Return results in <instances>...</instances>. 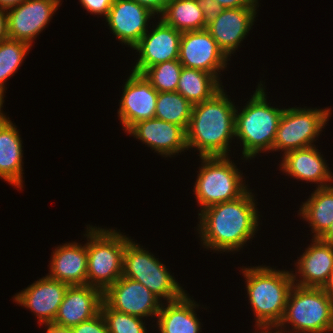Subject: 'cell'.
<instances>
[{
    "instance_id": "cell-21",
    "label": "cell",
    "mask_w": 333,
    "mask_h": 333,
    "mask_svg": "<svg viewBox=\"0 0 333 333\" xmlns=\"http://www.w3.org/2000/svg\"><path fill=\"white\" fill-rule=\"evenodd\" d=\"M316 145L283 154L280 169L296 180L314 182L318 188L333 183V173ZM332 173V174H331Z\"/></svg>"
},
{
    "instance_id": "cell-19",
    "label": "cell",
    "mask_w": 333,
    "mask_h": 333,
    "mask_svg": "<svg viewBox=\"0 0 333 333\" xmlns=\"http://www.w3.org/2000/svg\"><path fill=\"white\" fill-rule=\"evenodd\" d=\"M299 258L295 263L297 273H292L294 284L301 287L323 288L333 271V245L319 238H313Z\"/></svg>"
},
{
    "instance_id": "cell-31",
    "label": "cell",
    "mask_w": 333,
    "mask_h": 333,
    "mask_svg": "<svg viewBox=\"0 0 333 333\" xmlns=\"http://www.w3.org/2000/svg\"><path fill=\"white\" fill-rule=\"evenodd\" d=\"M100 312L105 319L109 333H147L143 318L116 311L104 301L101 304Z\"/></svg>"
},
{
    "instance_id": "cell-17",
    "label": "cell",
    "mask_w": 333,
    "mask_h": 333,
    "mask_svg": "<svg viewBox=\"0 0 333 333\" xmlns=\"http://www.w3.org/2000/svg\"><path fill=\"white\" fill-rule=\"evenodd\" d=\"M127 133L165 158L187 150L186 130L155 117L137 122Z\"/></svg>"
},
{
    "instance_id": "cell-42",
    "label": "cell",
    "mask_w": 333,
    "mask_h": 333,
    "mask_svg": "<svg viewBox=\"0 0 333 333\" xmlns=\"http://www.w3.org/2000/svg\"><path fill=\"white\" fill-rule=\"evenodd\" d=\"M323 290L331 297L333 300V271L329 276L327 283L324 285Z\"/></svg>"
},
{
    "instance_id": "cell-23",
    "label": "cell",
    "mask_w": 333,
    "mask_h": 333,
    "mask_svg": "<svg viewBox=\"0 0 333 333\" xmlns=\"http://www.w3.org/2000/svg\"><path fill=\"white\" fill-rule=\"evenodd\" d=\"M22 140L9 117L0 120V179L16 188H23Z\"/></svg>"
},
{
    "instance_id": "cell-34",
    "label": "cell",
    "mask_w": 333,
    "mask_h": 333,
    "mask_svg": "<svg viewBox=\"0 0 333 333\" xmlns=\"http://www.w3.org/2000/svg\"><path fill=\"white\" fill-rule=\"evenodd\" d=\"M90 14L104 15L106 18L114 0H79Z\"/></svg>"
},
{
    "instance_id": "cell-14",
    "label": "cell",
    "mask_w": 333,
    "mask_h": 333,
    "mask_svg": "<svg viewBox=\"0 0 333 333\" xmlns=\"http://www.w3.org/2000/svg\"><path fill=\"white\" fill-rule=\"evenodd\" d=\"M154 27L133 48L139 57L131 71L143 74L153 65L178 59L182 32L166 25L161 19Z\"/></svg>"
},
{
    "instance_id": "cell-1",
    "label": "cell",
    "mask_w": 333,
    "mask_h": 333,
    "mask_svg": "<svg viewBox=\"0 0 333 333\" xmlns=\"http://www.w3.org/2000/svg\"><path fill=\"white\" fill-rule=\"evenodd\" d=\"M253 195L247 190L237 199L211 205L198 213L197 231L204 248L220 253L238 252L256 235L260 215Z\"/></svg>"
},
{
    "instance_id": "cell-10",
    "label": "cell",
    "mask_w": 333,
    "mask_h": 333,
    "mask_svg": "<svg viewBox=\"0 0 333 333\" xmlns=\"http://www.w3.org/2000/svg\"><path fill=\"white\" fill-rule=\"evenodd\" d=\"M178 60L183 67L208 72L220 82L219 74L229 61L207 29L182 32Z\"/></svg>"
},
{
    "instance_id": "cell-15",
    "label": "cell",
    "mask_w": 333,
    "mask_h": 333,
    "mask_svg": "<svg viewBox=\"0 0 333 333\" xmlns=\"http://www.w3.org/2000/svg\"><path fill=\"white\" fill-rule=\"evenodd\" d=\"M155 15L135 0H114L105 19L115 37L133 49L148 31V22Z\"/></svg>"
},
{
    "instance_id": "cell-18",
    "label": "cell",
    "mask_w": 333,
    "mask_h": 333,
    "mask_svg": "<svg viewBox=\"0 0 333 333\" xmlns=\"http://www.w3.org/2000/svg\"><path fill=\"white\" fill-rule=\"evenodd\" d=\"M258 7L223 9L206 29L227 57L232 56L252 30Z\"/></svg>"
},
{
    "instance_id": "cell-8",
    "label": "cell",
    "mask_w": 333,
    "mask_h": 333,
    "mask_svg": "<svg viewBox=\"0 0 333 333\" xmlns=\"http://www.w3.org/2000/svg\"><path fill=\"white\" fill-rule=\"evenodd\" d=\"M130 239L123 254L122 276L140 282L160 300L181 298L186 292L159 258Z\"/></svg>"
},
{
    "instance_id": "cell-41",
    "label": "cell",
    "mask_w": 333,
    "mask_h": 333,
    "mask_svg": "<svg viewBox=\"0 0 333 333\" xmlns=\"http://www.w3.org/2000/svg\"><path fill=\"white\" fill-rule=\"evenodd\" d=\"M319 239L333 245V223L329 226L328 230Z\"/></svg>"
},
{
    "instance_id": "cell-26",
    "label": "cell",
    "mask_w": 333,
    "mask_h": 333,
    "mask_svg": "<svg viewBox=\"0 0 333 333\" xmlns=\"http://www.w3.org/2000/svg\"><path fill=\"white\" fill-rule=\"evenodd\" d=\"M223 87L214 75L197 69L183 67L179 77L177 92L192 105H196L211 99Z\"/></svg>"
},
{
    "instance_id": "cell-33",
    "label": "cell",
    "mask_w": 333,
    "mask_h": 333,
    "mask_svg": "<svg viewBox=\"0 0 333 333\" xmlns=\"http://www.w3.org/2000/svg\"><path fill=\"white\" fill-rule=\"evenodd\" d=\"M204 15V29L213 23L222 12V6L216 0H199Z\"/></svg>"
},
{
    "instance_id": "cell-37",
    "label": "cell",
    "mask_w": 333,
    "mask_h": 333,
    "mask_svg": "<svg viewBox=\"0 0 333 333\" xmlns=\"http://www.w3.org/2000/svg\"><path fill=\"white\" fill-rule=\"evenodd\" d=\"M8 38L6 10L0 8V41Z\"/></svg>"
},
{
    "instance_id": "cell-38",
    "label": "cell",
    "mask_w": 333,
    "mask_h": 333,
    "mask_svg": "<svg viewBox=\"0 0 333 333\" xmlns=\"http://www.w3.org/2000/svg\"><path fill=\"white\" fill-rule=\"evenodd\" d=\"M45 327H47L46 333H73L71 327L58 325L54 322L45 324Z\"/></svg>"
},
{
    "instance_id": "cell-24",
    "label": "cell",
    "mask_w": 333,
    "mask_h": 333,
    "mask_svg": "<svg viewBox=\"0 0 333 333\" xmlns=\"http://www.w3.org/2000/svg\"><path fill=\"white\" fill-rule=\"evenodd\" d=\"M164 304L156 319L159 333H200L201 322L195 312L199 305L187 293Z\"/></svg>"
},
{
    "instance_id": "cell-28",
    "label": "cell",
    "mask_w": 333,
    "mask_h": 333,
    "mask_svg": "<svg viewBox=\"0 0 333 333\" xmlns=\"http://www.w3.org/2000/svg\"><path fill=\"white\" fill-rule=\"evenodd\" d=\"M192 104L179 92H158L155 118L179 125L187 130Z\"/></svg>"
},
{
    "instance_id": "cell-6",
    "label": "cell",
    "mask_w": 333,
    "mask_h": 333,
    "mask_svg": "<svg viewBox=\"0 0 333 333\" xmlns=\"http://www.w3.org/2000/svg\"><path fill=\"white\" fill-rule=\"evenodd\" d=\"M286 324L287 327L292 326L290 332L289 329H285ZM278 325L286 333H331L333 300L323 288L294 284L288 295L283 318Z\"/></svg>"
},
{
    "instance_id": "cell-43",
    "label": "cell",
    "mask_w": 333,
    "mask_h": 333,
    "mask_svg": "<svg viewBox=\"0 0 333 333\" xmlns=\"http://www.w3.org/2000/svg\"><path fill=\"white\" fill-rule=\"evenodd\" d=\"M3 103H4V97L0 95V120L5 116V114L3 113V109H1L3 107Z\"/></svg>"
},
{
    "instance_id": "cell-5",
    "label": "cell",
    "mask_w": 333,
    "mask_h": 333,
    "mask_svg": "<svg viewBox=\"0 0 333 333\" xmlns=\"http://www.w3.org/2000/svg\"><path fill=\"white\" fill-rule=\"evenodd\" d=\"M89 226V227H88ZM87 226V285L104 292L123 271V254L129 237L113 229Z\"/></svg>"
},
{
    "instance_id": "cell-3",
    "label": "cell",
    "mask_w": 333,
    "mask_h": 333,
    "mask_svg": "<svg viewBox=\"0 0 333 333\" xmlns=\"http://www.w3.org/2000/svg\"><path fill=\"white\" fill-rule=\"evenodd\" d=\"M263 85L258 84L251 99L239 113L238 107L235 111V137L242 142V156L246 160L255 158L262 151H272L278 124L285 109L269 105Z\"/></svg>"
},
{
    "instance_id": "cell-12",
    "label": "cell",
    "mask_w": 333,
    "mask_h": 333,
    "mask_svg": "<svg viewBox=\"0 0 333 333\" xmlns=\"http://www.w3.org/2000/svg\"><path fill=\"white\" fill-rule=\"evenodd\" d=\"M103 301L116 311L144 319L157 318L162 305L147 287L123 276L103 292Z\"/></svg>"
},
{
    "instance_id": "cell-25",
    "label": "cell",
    "mask_w": 333,
    "mask_h": 333,
    "mask_svg": "<svg viewBox=\"0 0 333 333\" xmlns=\"http://www.w3.org/2000/svg\"><path fill=\"white\" fill-rule=\"evenodd\" d=\"M315 189L299 208L298 215L312 227V237L320 238L333 223V185Z\"/></svg>"
},
{
    "instance_id": "cell-39",
    "label": "cell",
    "mask_w": 333,
    "mask_h": 333,
    "mask_svg": "<svg viewBox=\"0 0 333 333\" xmlns=\"http://www.w3.org/2000/svg\"><path fill=\"white\" fill-rule=\"evenodd\" d=\"M255 326L259 329L258 330L259 332L257 331V333H285L286 332L285 330H282V328L279 325H267V324L256 325L255 324ZM272 329L275 330V332ZM276 329H278V330H276Z\"/></svg>"
},
{
    "instance_id": "cell-27",
    "label": "cell",
    "mask_w": 333,
    "mask_h": 333,
    "mask_svg": "<svg viewBox=\"0 0 333 333\" xmlns=\"http://www.w3.org/2000/svg\"><path fill=\"white\" fill-rule=\"evenodd\" d=\"M158 17L180 32L204 29V15L199 0H170Z\"/></svg>"
},
{
    "instance_id": "cell-30",
    "label": "cell",
    "mask_w": 333,
    "mask_h": 333,
    "mask_svg": "<svg viewBox=\"0 0 333 333\" xmlns=\"http://www.w3.org/2000/svg\"><path fill=\"white\" fill-rule=\"evenodd\" d=\"M183 66L178 59L149 67L143 74L158 92H176Z\"/></svg>"
},
{
    "instance_id": "cell-32",
    "label": "cell",
    "mask_w": 333,
    "mask_h": 333,
    "mask_svg": "<svg viewBox=\"0 0 333 333\" xmlns=\"http://www.w3.org/2000/svg\"><path fill=\"white\" fill-rule=\"evenodd\" d=\"M73 333H109L101 312L94 318L72 327Z\"/></svg>"
},
{
    "instance_id": "cell-7",
    "label": "cell",
    "mask_w": 333,
    "mask_h": 333,
    "mask_svg": "<svg viewBox=\"0 0 333 333\" xmlns=\"http://www.w3.org/2000/svg\"><path fill=\"white\" fill-rule=\"evenodd\" d=\"M201 168L194 185L200 210L242 196L249 188L230 156H200ZM244 182V183H243Z\"/></svg>"
},
{
    "instance_id": "cell-40",
    "label": "cell",
    "mask_w": 333,
    "mask_h": 333,
    "mask_svg": "<svg viewBox=\"0 0 333 333\" xmlns=\"http://www.w3.org/2000/svg\"><path fill=\"white\" fill-rule=\"evenodd\" d=\"M23 1L24 0H0V8L7 10L9 8L19 5Z\"/></svg>"
},
{
    "instance_id": "cell-11",
    "label": "cell",
    "mask_w": 333,
    "mask_h": 333,
    "mask_svg": "<svg viewBox=\"0 0 333 333\" xmlns=\"http://www.w3.org/2000/svg\"><path fill=\"white\" fill-rule=\"evenodd\" d=\"M60 2L61 0H24L19 5L7 9L9 39L25 42L32 47L33 40L50 23Z\"/></svg>"
},
{
    "instance_id": "cell-13",
    "label": "cell",
    "mask_w": 333,
    "mask_h": 333,
    "mask_svg": "<svg viewBox=\"0 0 333 333\" xmlns=\"http://www.w3.org/2000/svg\"><path fill=\"white\" fill-rule=\"evenodd\" d=\"M118 117L126 132L137 122L154 118L158 91L144 74L132 71L122 90Z\"/></svg>"
},
{
    "instance_id": "cell-9",
    "label": "cell",
    "mask_w": 333,
    "mask_h": 333,
    "mask_svg": "<svg viewBox=\"0 0 333 333\" xmlns=\"http://www.w3.org/2000/svg\"><path fill=\"white\" fill-rule=\"evenodd\" d=\"M331 116V108H287L280 118L272 151L284 154L314 146ZM316 138V139H315Z\"/></svg>"
},
{
    "instance_id": "cell-16",
    "label": "cell",
    "mask_w": 333,
    "mask_h": 333,
    "mask_svg": "<svg viewBox=\"0 0 333 333\" xmlns=\"http://www.w3.org/2000/svg\"><path fill=\"white\" fill-rule=\"evenodd\" d=\"M68 284L42 277L14 295V301L34 313L40 325L54 322Z\"/></svg>"
},
{
    "instance_id": "cell-29",
    "label": "cell",
    "mask_w": 333,
    "mask_h": 333,
    "mask_svg": "<svg viewBox=\"0 0 333 333\" xmlns=\"http://www.w3.org/2000/svg\"><path fill=\"white\" fill-rule=\"evenodd\" d=\"M31 46L25 42L6 39L0 41V95L4 96L6 80L17 72Z\"/></svg>"
},
{
    "instance_id": "cell-4",
    "label": "cell",
    "mask_w": 333,
    "mask_h": 333,
    "mask_svg": "<svg viewBox=\"0 0 333 333\" xmlns=\"http://www.w3.org/2000/svg\"><path fill=\"white\" fill-rule=\"evenodd\" d=\"M294 271L270 266L243 267L246 290L256 325H278L283 318L288 295L294 285Z\"/></svg>"
},
{
    "instance_id": "cell-36",
    "label": "cell",
    "mask_w": 333,
    "mask_h": 333,
    "mask_svg": "<svg viewBox=\"0 0 333 333\" xmlns=\"http://www.w3.org/2000/svg\"><path fill=\"white\" fill-rule=\"evenodd\" d=\"M140 5L149 8L154 14L160 15L170 0H135Z\"/></svg>"
},
{
    "instance_id": "cell-35",
    "label": "cell",
    "mask_w": 333,
    "mask_h": 333,
    "mask_svg": "<svg viewBox=\"0 0 333 333\" xmlns=\"http://www.w3.org/2000/svg\"><path fill=\"white\" fill-rule=\"evenodd\" d=\"M216 1L222 6L223 9L259 7L258 0H216Z\"/></svg>"
},
{
    "instance_id": "cell-22",
    "label": "cell",
    "mask_w": 333,
    "mask_h": 333,
    "mask_svg": "<svg viewBox=\"0 0 333 333\" xmlns=\"http://www.w3.org/2000/svg\"><path fill=\"white\" fill-rule=\"evenodd\" d=\"M52 254L47 276L69 286L87 285V243L58 245Z\"/></svg>"
},
{
    "instance_id": "cell-20",
    "label": "cell",
    "mask_w": 333,
    "mask_h": 333,
    "mask_svg": "<svg viewBox=\"0 0 333 333\" xmlns=\"http://www.w3.org/2000/svg\"><path fill=\"white\" fill-rule=\"evenodd\" d=\"M103 292L89 285L68 286L54 323L73 327L100 313Z\"/></svg>"
},
{
    "instance_id": "cell-2",
    "label": "cell",
    "mask_w": 333,
    "mask_h": 333,
    "mask_svg": "<svg viewBox=\"0 0 333 333\" xmlns=\"http://www.w3.org/2000/svg\"><path fill=\"white\" fill-rule=\"evenodd\" d=\"M236 108L223 88L211 99L193 105L186 130L187 150L197 149L198 156H228L235 138Z\"/></svg>"
}]
</instances>
